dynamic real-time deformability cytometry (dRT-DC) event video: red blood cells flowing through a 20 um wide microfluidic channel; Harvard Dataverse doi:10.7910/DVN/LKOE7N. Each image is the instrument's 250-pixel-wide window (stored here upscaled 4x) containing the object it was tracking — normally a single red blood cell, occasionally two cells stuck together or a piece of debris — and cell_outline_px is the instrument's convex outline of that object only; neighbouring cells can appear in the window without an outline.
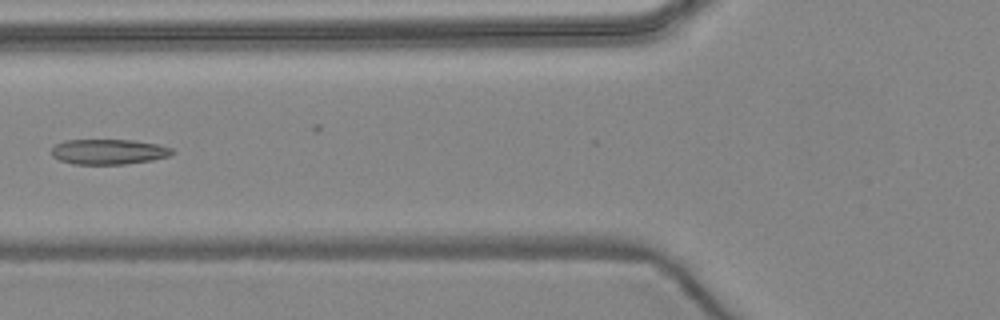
{"species": "common noctule bat (a hibernating species)", "species_latin": "Nyctalus noctula", "temperature_condition": "warm", "stored_images_in_passage": 6, "camera_frame_rate_fps": 3000, "um_per_image_px": 0.085, "animal": {"sex": "female", "body_mass_g": 24.6, "forearm_length_mm": 56.2}, "frame": {"image": 1, "passage_image": 6, "time_ms": 6.667, "image_size_px": [1000, 320], "cell_outline_px": [[176, 152], [168, 156], [152, 160], [124, 164], [72, 164], [60, 160], [52, 156], [52, 148], [56, 144], [64, 140], [132, 140], [156, 144], [172, 148]], "centroid_in_image_um": [9.23, 12.9], "position_along_channel_um": 116.6, "area_um2": 17.69}}